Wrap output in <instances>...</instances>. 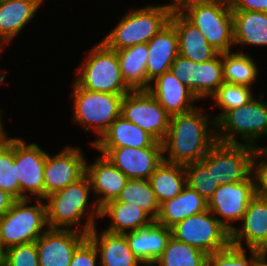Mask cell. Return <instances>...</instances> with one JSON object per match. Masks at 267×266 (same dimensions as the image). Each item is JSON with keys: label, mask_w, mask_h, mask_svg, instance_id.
Masks as SVG:
<instances>
[{"label": "cell", "mask_w": 267, "mask_h": 266, "mask_svg": "<svg viewBox=\"0 0 267 266\" xmlns=\"http://www.w3.org/2000/svg\"><path fill=\"white\" fill-rule=\"evenodd\" d=\"M209 122L216 128V121L196 108L170 116L169 129L162 142L163 152L167 151L169 156H163V160L183 165L201 161L217 142L216 130L208 128Z\"/></svg>", "instance_id": "6da1fadb"}, {"label": "cell", "mask_w": 267, "mask_h": 266, "mask_svg": "<svg viewBox=\"0 0 267 266\" xmlns=\"http://www.w3.org/2000/svg\"><path fill=\"white\" fill-rule=\"evenodd\" d=\"M178 11L201 31L217 52L231 51L235 44L229 0H191Z\"/></svg>", "instance_id": "7a4b0ae2"}, {"label": "cell", "mask_w": 267, "mask_h": 266, "mask_svg": "<svg viewBox=\"0 0 267 266\" xmlns=\"http://www.w3.org/2000/svg\"><path fill=\"white\" fill-rule=\"evenodd\" d=\"M172 11L166 5L130 10L102 42L115 51L148 43L170 22Z\"/></svg>", "instance_id": "3957f363"}, {"label": "cell", "mask_w": 267, "mask_h": 266, "mask_svg": "<svg viewBox=\"0 0 267 266\" xmlns=\"http://www.w3.org/2000/svg\"><path fill=\"white\" fill-rule=\"evenodd\" d=\"M88 54L75 82L84 89L111 94H127L132 90L123 80L120 64L115 50L102 41Z\"/></svg>", "instance_id": "277c9868"}, {"label": "cell", "mask_w": 267, "mask_h": 266, "mask_svg": "<svg viewBox=\"0 0 267 266\" xmlns=\"http://www.w3.org/2000/svg\"><path fill=\"white\" fill-rule=\"evenodd\" d=\"M37 199L36 205L28 206L29 198L15 200L11 208L0 217V238L5 249L35 242L47 224L46 204ZM42 233V234H41Z\"/></svg>", "instance_id": "5b68a950"}, {"label": "cell", "mask_w": 267, "mask_h": 266, "mask_svg": "<svg viewBox=\"0 0 267 266\" xmlns=\"http://www.w3.org/2000/svg\"><path fill=\"white\" fill-rule=\"evenodd\" d=\"M216 130L219 142L240 144L235 135H241L246 145L256 147L253 143L267 134V103L252 97L245 105L228 110L216 122Z\"/></svg>", "instance_id": "8992f818"}, {"label": "cell", "mask_w": 267, "mask_h": 266, "mask_svg": "<svg viewBox=\"0 0 267 266\" xmlns=\"http://www.w3.org/2000/svg\"><path fill=\"white\" fill-rule=\"evenodd\" d=\"M73 89L74 122L83 124L86 131L93 127L101 138L121 115V102L125 94L94 92L81 88L76 82Z\"/></svg>", "instance_id": "52a82bcc"}, {"label": "cell", "mask_w": 267, "mask_h": 266, "mask_svg": "<svg viewBox=\"0 0 267 266\" xmlns=\"http://www.w3.org/2000/svg\"><path fill=\"white\" fill-rule=\"evenodd\" d=\"M171 230L176 240L208 255L225 250L231 245V232L209 209L185 218Z\"/></svg>", "instance_id": "ba28073f"}, {"label": "cell", "mask_w": 267, "mask_h": 266, "mask_svg": "<svg viewBox=\"0 0 267 266\" xmlns=\"http://www.w3.org/2000/svg\"><path fill=\"white\" fill-rule=\"evenodd\" d=\"M261 147L217 141L201 161L219 185L248 179L253 173V158Z\"/></svg>", "instance_id": "9c48e42d"}, {"label": "cell", "mask_w": 267, "mask_h": 266, "mask_svg": "<svg viewBox=\"0 0 267 266\" xmlns=\"http://www.w3.org/2000/svg\"><path fill=\"white\" fill-rule=\"evenodd\" d=\"M91 189L89 177L85 174L77 182L46 196L44 199L49 200L46 203L48 228L68 229V225L76 224L77 230L84 233V228L79 226L87 210Z\"/></svg>", "instance_id": "30bf717a"}, {"label": "cell", "mask_w": 267, "mask_h": 266, "mask_svg": "<svg viewBox=\"0 0 267 266\" xmlns=\"http://www.w3.org/2000/svg\"><path fill=\"white\" fill-rule=\"evenodd\" d=\"M121 115L163 142L170 123V115L148 90L131 91L121 102Z\"/></svg>", "instance_id": "8fae6325"}, {"label": "cell", "mask_w": 267, "mask_h": 266, "mask_svg": "<svg viewBox=\"0 0 267 266\" xmlns=\"http://www.w3.org/2000/svg\"><path fill=\"white\" fill-rule=\"evenodd\" d=\"M86 175L89 177L93 192L99 196L103 195L93 203V210L88 209L91 212L83 226L84 233L88 234L96 225L95 217H100V208L119 197L129 178L104 155L98 157L91 165L86 163Z\"/></svg>", "instance_id": "7c38bea8"}, {"label": "cell", "mask_w": 267, "mask_h": 266, "mask_svg": "<svg viewBox=\"0 0 267 266\" xmlns=\"http://www.w3.org/2000/svg\"><path fill=\"white\" fill-rule=\"evenodd\" d=\"M219 185L207 200V209L220 215L221 223L231 232L235 227L230 221L242 220L251 199L256 195L255 179Z\"/></svg>", "instance_id": "4fadbf2b"}, {"label": "cell", "mask_w": 267, "mask_h": 266, "mask_svg": "<svg viewBox=\"0 0 267 266\" xmlns=\"http://www.w3.org/2000/svg\"><path fill=\"white\" fill-rule=\"evenodd\" d=\"M46 152L37 144H26L16 138V173L19 181V200L30 198L28 191L37 199L45 198L44 169ZM37 195V196H36Z\"/></svg>", "instance_id": "5bb4252c"}, {"label": "cell", "mask_w": 267, "mask_h": 266, "mask_svg": "<svg viewBox=\"0 0 267 266\" xmlns=\"http://www.w3.org/2000/svg\"><path fill=\"white\" fill-rule=\"evenodd\" d=\"M86 174V160L79 148L66 147L55 156L46 154L45 197L77 182Z\"/></svg>", "instance_id": "9a60e30c"}, {"label": "cell", "mask_w": 267, "mask_h": 266, "mask_svg": "<svg viewBox=\"0 0 267 266\" xmlns=\"http://www.w3.org/2000/svg\"><path fill=\"white\" fill-rule=\"evenodd\" d=\"M129 179H149L163 161V147L96 148Z\"/></svg>", "instance_id": "2e32d148"}, {"label": "cell", "mask_w": 267, "mask_h": 266, "mask_svg": "<svg viewBox=\"0 0 267 266\" xmlns=\"http://www.w3.org/2000/svg\"><path fill=\"white\" fill-rule=\"evenodd\" d=\"M87 234L68 229L48 228L35 242L39 266H69L75 250Z\"/></svg>", "instance_id": "e0dca14e"}, {"label": "cell", "mask_w": 267, "mask_h": 266, "mask_svg": "<svg viewBox=\"0 0 267 266\" xmlns=\"http://www.w3.org/2000/svg\"><path fill=\"white\" fill-rule=\"evenodd\" d=\"M241 222L242 228L235 227L231 231V245L243 249L241 241L244 238L248 249L267 253V199L255 195Z\"/></svg>", "instance_id": "ac0fdd59"}, {"label": "cell", "mask_w": 267, "mask_h": 266, "mask_svg": "<svg viewBox=\"0 0 267 266\" xmlns=\"http://www.w3.org/2000/svg\"><path fill=\"white\" fill-rule=\"evenodd\" d=\"M153 81L155 84H151L148 91L170 116L187 113L196 108L192 103L198 98L171 71L163 73Z\"/></svg>", "instance_id": "d6986e66"}, {"label": "cell", "mask_w": 267, "mask_h": 266, "mask_svg": "<svg viewBox=\"0 0 267 266\" xmlns=\"http://www.w3.org/2000/svg\"><path fill=\"white\" fill-rule=\"evenodd\" d=\"M147 78L150 83L170 67L179 55L178 36L174 25L169 22L147 43Z\"/></svg>", "instance_id": "ffe728a7"}, {"label": "cell", "mask_w": 267, "mask_h": 266, "mask_svg": "<svg viewBox=\"0 0 267 266\" xmlns=\"http://www.w3.org/2000/svg\"><path fill=\"white\" fill-rule=\"evenodd\" d=\"M170 22L178 36L179 55L196 63H203L214 58L217 52L201 31L189 22L178 10H173Z\"/></svg>", "instance_id": "44dd1931"}, {"label": "cell", "mask_w": 267, "mask_h": 266, "mask_svg": "<svg viewBox=\"0 0 267 266\" xmlns=\"http://www.w3.org/2000/svg\"><path fill=\"white\" fill-rule=\"evenodd\" d=\"M92 143L95 148L163 147L161 142L122 115L113 121L101 138Z\"/></svg>", "instance_id": "7402d4cb"}, {"label": "cell", "mask_w": 267, "mask_h": 266, "mask_svg": "<svg viewBox=\"0 0 267 266\" xmlns=\"http://www.w3.org/2000/svg\"><path fill=\"white\" fill-rule=\"evenodd\" d=\"M124 234L132 253L144 265L154 266L171 238L172 230L154 222L149 227Z\"/></svg>", "instance_id": "603a6c76"}, {"label": "cell", "mask_w": 267, "mask_h": 266, "mask_svg": "<svg viewBox=\"0 0 267 266\" xmlns=\"http://www.w3.org/2000/svg\"><path fill=\"white\" fill-rule=\"evenodd\" d=\"M96 225L87 234V238L100 253L101 266H138L143 264L131 251L125 234L104 231L97 233Z\"/></svg>", "instance_id": "cb8c5ba5"}, {"label": "cell", "mask_w": 267, "mask_h": 266, "mask_svg": "<svg viewBox=\"0 0 267 266\" xmlns=\"http://www.w3.org/2000/svg\"><path fill=\"white\" fill-rule=\"evenodd\" d=\"M205 210H207V200L186 185L180 194L160 205L155 222L171 229L185 218Z\"/></svg>", "instance_id": "d4e9b609"}, {"label": "cell", "mask_w": 267, "mask_h": 266, "mask_svg": "<svg viewBox=\"0 0 267 266\" xmlns=\"http://www.w3.org/2000/svg\"><path fill=\"white\" fill-rule=\"evenodd\" d=\"M106 215L110 216L112 223L105 230L111 233L124 234L126 229L130 228V232L136 231L149 227L155 222L147 212L138 206L120 202L117 199L109 201L100 208V217H106Z\"/></svg>", "instance_id": "484cf974"}, {"label": "cell", "mask_w": 267, "mask_h": 266, "mask_svg": "<svg viewBox=\"0 0 267 266\" xmlns=\"http://www.w3.org/2000/svg\"><path fill=\"white\" fill-rule=\"evenodd\" d=\"M43 0H7L0 2V41L8 43L33 18Z\"/></svg>", "instance_id": "4316f807"}, {"label": "cell", "mask_w": 267, "mask_h": 266, "mask_svg": "<svg viewBox=\"0 0 267 266\" xmlns=\"http://www.w3.org/2000/svg\"><path fill=\"white\" fill-rule=\"evenodd\" d=\"M123 80L132 90H148L151 85L147 78V43L134 45L116 51Z\"/></svg>", "instance_id": "83f0119b"}, {"label": "cell", "mask_w": 267, "mask_h": 266, "mask_svg": "<svg viewBox=\"0 0 267 266\" xmlns=\"http://www.w3.org/2000/svg\"><path fill=\"white\" fill-rule=\"evenodd\" d=\"M149 181L161 205L180 194L187 185L184 165L163 160L151 174Z\"/></svg>", "instance_id": "f1b7e54d"}, {"label": "cell", "mask_w": 267, "mask_h": 266, "mask_svg": "<svg viewBox=\"0 0 267 266\" xmlns=\"http://www.w3.org/2000/svg\"><path fill=\"white\" fill-rule=\"evenodd\" d=\"M234 44L267 45V13L232 11Z\"/></svg>", "instance_id": "f546056e"}, {"label": "cell", "mask_w": 267, "mask_h": 266, "mask_svg": "<svg viewBox=\"0 0 267 266\" xmlns=\"http://www.w3.org/2000/svg\"><path fill=\"white\" fill-rule=\"evenodd\" d=\"M222 66L225 83L250 87L258 75L255 61L244 52L222 53Z\"/></svg>", "instance_id": "4dcf8cb0"}, {"label": "cell", "mask_w": 267, "mask_h": 266, "mask_svg": "<svg viewBox=\"0 0 267 266\" xmlns=\"http://www.w3.org/2000/svg\"><path fill=\"white\" fill-rule=\"evenodd\" d=\"M208 254L173 236L154 265L160 266H207Z\"/></svg>", "instance_id": "1f68e13d"}, {"label": "cell", "mask_w": 267, "mask_h": 266, "mask_svg": "<svg viewBox=\"0 0 267 266\" xmlns=\"http://www.w3.org/2000/svg\"><path fill=\"white\" fill-rule=\"evenodd\" d=\"M224 82L222 53L203 63L195 62L194 94L198 99L212 96Z\"/></svg>", "instance_id": "d6a6232c"}, {"label": "cell", "mask_w": 267, "mask_h": 266, "mask_svg": "<svg viewBox=\"0 0 267 266\" xmlns=\"http://www.w3.org/2000/svg\"><path fill=\"white\" fill-rule=\"evenodd\" d=\"M117 200L138 206L154 220L158 217L160 205L155 197L149 179H129Z\"/></svg>", "instance_id": "836d02e7"}, {"label": "cell", "mask_w": 267, "mask_h": 266, "mask_svg": "<svg viewBox=\"0 0 267 266\" xmlns=\"http://www.w3.org/2000/svg\"><path fill=\"white\" fill-rule=\"evenodd\" d=\"M0 189L19 200V181L16 173V138L0 145Z\"/></svg>", "instance_id": "e575fe53"}, {"label": "cell", "mask_w": 267, "mask_h": 266, "mask_svg": "<svg viewBox=\"0 0 267 266\" xmlns=\"http://www.w3.org/2000/svg\"><path fill=\"white\" fill-rule=\"evenodd\" d=\"M251 258L247 259L245 249L230 245L225 250L208 255L207 266H260L267 258V253L257 249H249Z\"/></svg>", "instance_id": "d590c367"}, {"label": "cell", "mask_w": 267, "mask_h": 266, "mask_svg": "<svg viewBox=\"0 0 267 266\" xmlns=\"http://www.w3.org/2000/svg\"><path fill=\"white\" fill-rule=\"evenodd\" d=\"M215 104L223 109L214 121H218L228 110L245 105L253 96L250 87L245 85L223 83L211 96Z\"/></svg>", "instance_id": "8d00e7d4"}, {"label": "cell", "mask_w": 267, "mask_h": 266, "mask_svg": "<svg viewBox=\"0 0 267 266\" xmlns=\"http://www.w3.org/2000/svg\"><path fill=\"white\" fill-rule=\"evenodd\" d=\"M184 168L187 185L208 200L219 187L211 170L202 161L187 163Z\"/></svg>", "instance_id": "74e56055"}, {"label": "cell", "mask_w": 267, "mask_h": 266, "mask_svg": "<svg viewBox=\"0 0 267 266\" xmlns=\"http://www.w3.org/2000/svg\"><path fill=\"white\" fill-rule=\"evenodd\" d=\"M2 266H39L36 242L7 248Z\"/></svg>", "instance_id": "f35d334b"}, {"label": "cell", "mask_w": 267, "mask_h": 266, "mask_svg": "<svg viewBox=\"0 0 267 266\" xmlns=\"http://www.w3.org/2000/svg\"><path fill=\"white\" fill-rule=\"evenodd\" d=\"M267 156V149H257L253 158V172L255 180L256 195L267 199V160L263 159L260 162L258 158ZM257 163V164H256Z\"/></svg>", "instance_id": "ab89813d"}, {"label": "cell", "mask_w": 267, "mask_h": 266, "mask_svg": "<svg viewBox=\"0 0 267 266\" xmlns=\"http://www.w3.org/2000/svg\"><path fill=\"white\" fill-rule=\"evenodd\" d=\"M170 71L194 93V61L178 55L171 65Z\"/></svg>", "instance_id": "60d3db41"}, {"label": "cell", "mask_w": 267, "mask_h": 266, "mask_svg": "<svg viewBox=\"0 0 267 266\" xmlns=\"http://www.w3.org/2000/svg\"><path fill=\"white\" fill-rule=\"evenodd\" d=\"M96 247L87 238L74 252L69 266H96Z\"/></svg>", "instance_id": "b9f144b4"}, {"label": "cell", "mask_w": 267, "mask_h": 266, "mask_svg": "<svg viewBox=\"0 0 267 266\" xmlns=\"http://www.w3.org/2000/svg\"><path fill=\"white\" fill-rule=\"evenodd\" d=\"M232 11H254L267 13V0H229Z\"/></svg>", "instance_id": "7bdbcfd3"}, {"label": "cell", "mask_w": 267, "mask_h": 266, "mask_svg": "<svg viewBox=\"0 0 267 266\" xmlns=\"http://www.w3.org/2000/svg\"><path fill=\"white\" fill-rule=\"evenodd\" d=\"M15 199L7 192L0 189V217H2L12 206Z\"/></svg>", "instance_id": "ee69618b"}, {"label": "cell", "mask_w": 267, "mask_h": 266, "mask_svg": "<svg viewBox=\"0 0 267 266\" xmlns=\"http://www.w3.org/2000/svg\"><path fill=\"white\" fill-rule=\"evenodd\" d=\"M191 0H173V3L171 4H165L172 10H179L183 5L186 3H189Z\"/></svg>", "instance_id": "f6af8a7d"}, {"label": "cell", "mask_w": 267, "mask_h": 266, "mask_svg": "<svg viewBox=\"0 0 267 266\" xmlns=\"http://www.w3.org/2000/svg\"><path fill=\"white\" fill-rule=\"evenodd\" d=\"M1 115V114H0ZM7 134L5 133L4 127L2 125V120L0 116V145L8 141Z\"/></svg>", "instance_id": "bcb514c9"}, {"label": "cell", "mask_w": 267, "mask_h": 266, "mask_svg": "<svg viewBox=\"0 0 267 266\" xmlns=\"http://www.w3.org/2000/svg\"><path fill=\"white\" fill-rule=\"evenodd\" d=\"M5 251L6 249L4 248L1 238H0V266H2L4 258H5Z\"/></svg>", "instance_id": "7dc6e473"}, {"label": "cell", "mask_w": 267, "mask_h": 266, "mask_svg": "<svg viewBox=\"0 0 267 266\" xmlns=\"http://www.w3.org/2000/svg\"><path fill=\"white\" fill-rule=\"evenodd\" d=\"M0 74H2V76H0V83H1V82H3L4 79H5V73H4V72L1 73V71H0Z\"/></svg>", "instance_id": "c3c4849f"}, {"label": "cell", "mask_w": 267, "mask_h": 266, "mask_svg": "<svg viewBox=\"0 0 267 266\" xmlns=\"http://www.w3.org/2000/svg\"><path fill=\"white\" fill-rule=\"evenodd\" d=\"M267 258H265L263 261H262V263L260 264V266H267V260H266Z\"/></svg>", "instance_id": "681fc988"}, {"label": "cell", "mask_w": 267, "mask_h": 266, "mask_svg": "<svg viewBox=\"0 0 267 266\" xmlns=\"http://www.w3.org/2000/svg\"><path fill=\"white\" fill-rule=\"evenodd\" d=\"M3 43L0 41V52L2 51Z\"/></svg>", "instance_id": "f907efd6"}]
</instances>
